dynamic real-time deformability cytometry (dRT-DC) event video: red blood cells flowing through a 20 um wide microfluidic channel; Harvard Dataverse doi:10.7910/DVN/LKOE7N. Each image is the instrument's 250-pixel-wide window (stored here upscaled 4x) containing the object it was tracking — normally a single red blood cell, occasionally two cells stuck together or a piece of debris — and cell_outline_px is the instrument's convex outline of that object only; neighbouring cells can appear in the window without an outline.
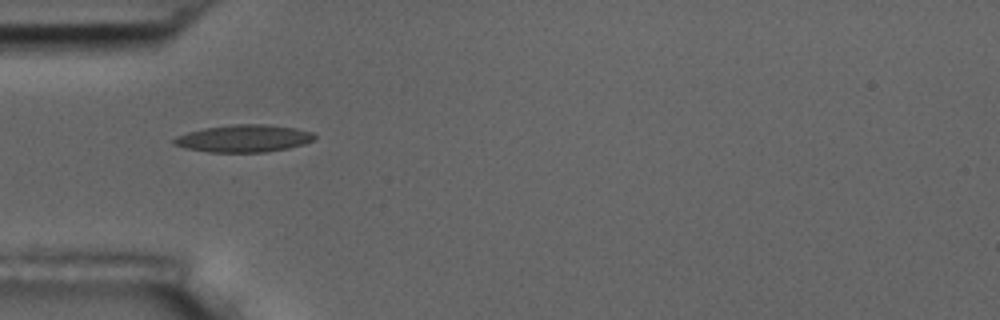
{"species": "common noctule bat (a hibernating species)", "species_latin": "Nyctalus noctula", "temperature_condition": "room temperature", "stored_images_in_passage": 7, "camera_frame_rate_fps": 3000, "um_per_image_px": 0.085, "animal": {"sex": "male", "body_mass_g": 17.5, "forearm_length_mm": 52.3}, "frame": {"image": 1, "passage_image": 6, "time_ms": 6.0, "image_size_px": [1000, 320], "cell_outline_px": [[316, 140], [304, 144], [288, 148], [264, 152], [208, 152], [184, 148], [172, 144], [172, 140], [176, 136], [188, 132], [204, 128], [232, 124], [268, 124], [296, 128], [312, 132], [316, 136]], "centroid_in_image_um": [20.72, 11.76], "position_along_channel_um": 64.3, "area_um2": 22.6}}